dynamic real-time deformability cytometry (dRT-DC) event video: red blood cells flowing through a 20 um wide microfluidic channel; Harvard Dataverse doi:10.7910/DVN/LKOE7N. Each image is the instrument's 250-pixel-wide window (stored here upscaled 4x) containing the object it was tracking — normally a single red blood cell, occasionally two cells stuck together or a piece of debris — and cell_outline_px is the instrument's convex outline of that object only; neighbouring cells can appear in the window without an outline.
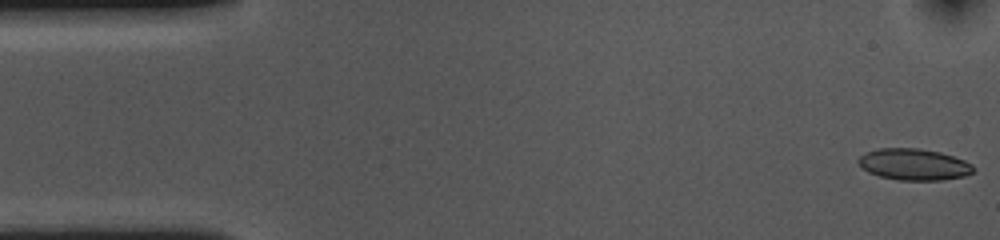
{"species": "common noctule bat (a hibernating species)", "species_latin": "Nyctalus noctula", "temperature_condition": "cold", "stored_images_in_passage": 54, "camera_frame_rate_fps": 3000, "um_per_image_px": 0.085, "animal": {"sex": "female", "body_mass_g": 10.0, "forearm_length_mm": 53.1}, "frame": {"image": 1, "passage_image": 1, "time_ms": 0.0, "image_size_px": [1000, 240], "cell_outline_px": [[976, 168], [972, 172], [964, 176], [940, 180], [900, 180], [880, 176], [868, 172], [856, 160], [864, 152], [880, 148], [920, 148], [940, 152], [964, 160], [972, 164]], "centroid_in_image_um": [77.68, 13.96], "position_along_channel_um": 7.3, "area_um2": 21.04}}
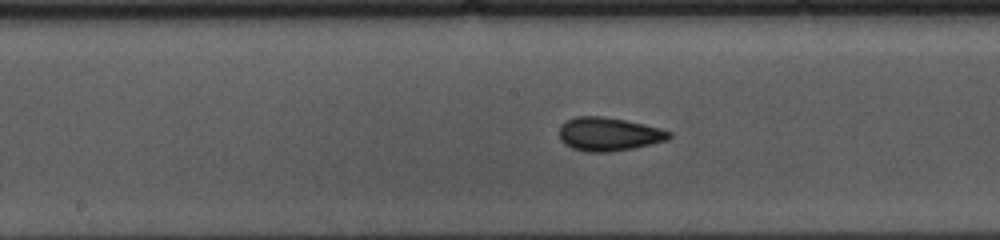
{"frame": {"image": 2, "passage_image": 26, "time_ms": 8.333, "image_size_px": [1000, 240], "cell_outline_px": [[672, 136], [668, 140], [652, 144], [632, 148], [608, 152], [588, 152], [572, 148], [564, 144], [560, 140], [560, 124], [576, 116], [600, 116], [624, 120], [644, 124], [660, 128], [672, 132]], "centroid_in_image_um": [51.75, 11.4], "position_along_channel_um": 196.5, "area_um2": 21.44}}
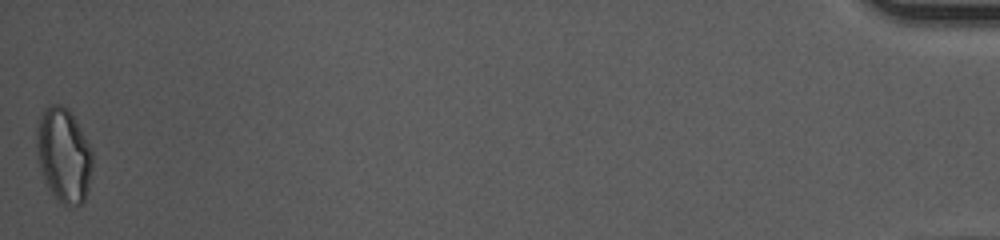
{"frame": {"image": 3, "passage_image": 54, "time_ms": 17.667, "image_size_px": [1000, 240], "cell_outline_px": [[92, 168], [88, 188], [84, 200], [80, 204], [68, 208], [60, 204], [52, 192], [44, 176], [40, 164], [36, 144], [36, 128], [40, 116], [44, 108], [48, 104], [60, 104], [68, 108], [80, 128], [92, 152]], "centroid_in_image_um": [5.42, 13.18], "position_along_channel_um": 429.8, "area_um2": 30.46}, "authors_computed_cell_mechanics": {"area_um2": 21.097, "velocity_mm_per_s": 3.6034, "shape_relaxation_time_tau1_ms": 4.0727, "shape_relaxation_time_tau2_ms": 1.8964, "deformation_change_tau1": 0.1136, "deformation_change_tau2": 0.0675}}